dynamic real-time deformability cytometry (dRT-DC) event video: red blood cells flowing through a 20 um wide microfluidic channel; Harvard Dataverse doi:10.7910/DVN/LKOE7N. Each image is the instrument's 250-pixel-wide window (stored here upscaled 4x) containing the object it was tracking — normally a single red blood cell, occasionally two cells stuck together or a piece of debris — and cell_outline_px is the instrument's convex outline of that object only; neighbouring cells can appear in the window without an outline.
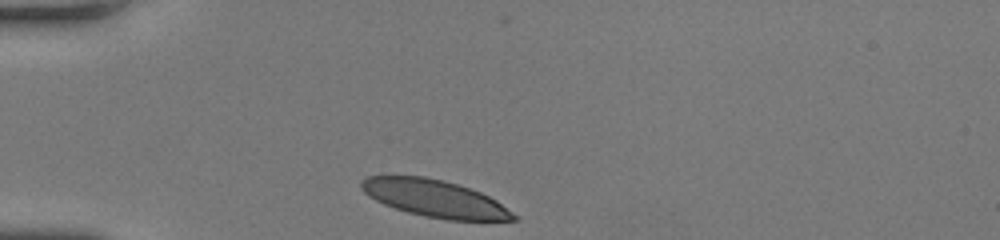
{"species": "human", "species_latin": "Homo sapiens", "temperature_condition": "room temperature", "stored_images_in_passage": 29, "camera_frame_rate_fps": 3000, "um_per_image_px": 0.085, "donor": {"sex": "female"}, "frame": {"image": 1, "passage_image": 1, "time_ms": 0.0, "image_size_px": [1000, 240], "cell_outline_px": [[520, 220], [448, 220], [424, 216], [408, 212], [384, 204], [368, 196], [360, 188], [360, 180], [368, 176], [424, 176], [444, 180], [480, 192], [496, 200], [516, 216]], "centroid_in_image_um": [36.92, 16.86], "position_along_channel_um": 48.1, "area_um2": 32.66}}
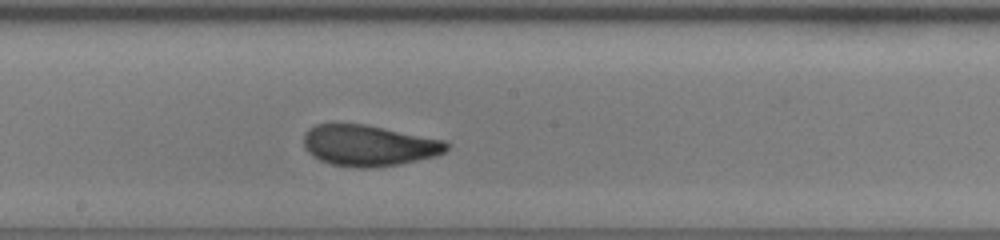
{"frame": {"image": 2, "passage_image": 15, "time_ms": 4.667, "image_size_px": [1000, 240], "cell_outline_px": [[448, 148], [444, 152], [436, 156], [400, 164], [368, 168], [356, 168], [332, 164], [320, 160], [312, 156], [304, 148], [304, 132], [308, 128], [316, 124], [364, 124], [444, 140], [448, 144]], "centroid_in_image_um": [31.31, 12.37], "position_along_channel_um": 216.9, "area_um2": 34.1}}
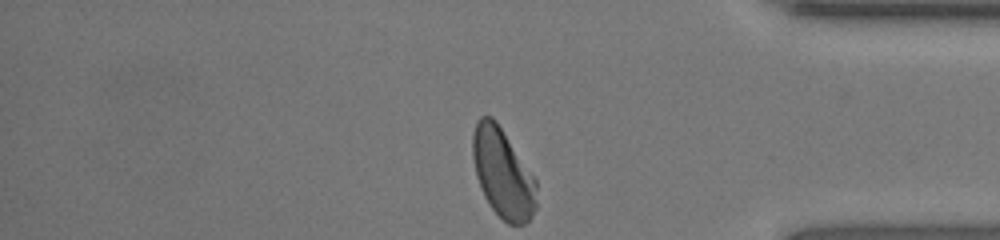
{"frame": {"image": 3, "passage_image": 29, "time_ms": 9.333, "image_size_px": [1000, 240], "cell_outline_px": [[536, 208], [532, 216], [524, 224], [508, 224], [492, 208], [484, 196], [476, 176], [472, 156], [472, 132], [476, 120], [480, 116], [492, 116], [496, 120], [536, 180]], "centroid_in_image_um": [42.71, 14.69], "position_along_channel_um": 392.5, "area_um2": 33.06}, "authors_computed_cell_mechanics": {"area_um2": 34.2176, "velocity_mm_per_s": 4.1883, "shape_relaxation_time_tau1_ms": 3.8534, "shape_relaxation_time_tau2_ms": 0.8053, "deformation_change_tau1": 0.1692, "deformation_change_tau2": 0.0732}}